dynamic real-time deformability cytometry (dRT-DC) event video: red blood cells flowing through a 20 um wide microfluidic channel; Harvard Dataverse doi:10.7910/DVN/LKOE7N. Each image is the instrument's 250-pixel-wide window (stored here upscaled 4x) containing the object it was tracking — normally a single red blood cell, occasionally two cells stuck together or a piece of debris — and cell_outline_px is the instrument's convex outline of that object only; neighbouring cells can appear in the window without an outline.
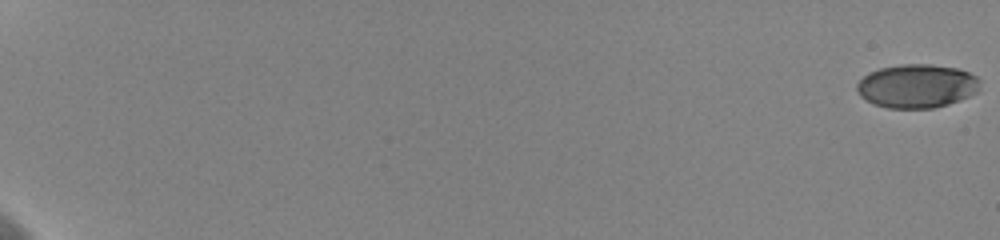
{"species": "human", "species_latin": "Homo sapiens", "temperature_condition": "cold", "stored_images_in_passage": 21, "camera_frame_rate_fps": 3000, "um_per_image_px": 0.085, "donor": {"sex": "female"}, "frame": {"image": 1, "passage_image": 1, "time_ms": 0.0, "image_size_px": [1000, 240], "cell_outline_px": [[980, 80], [976, 92], [968, 96], [948, 104], [932, 108], [888, 108], [872, 104], [860, 96], [856, 88], [856, 84], [868, 72], [880, 68], [900, 64], [928, 64], [956, 68], [968, 72], [976, 76]], "centroid_in_image_um": [77.89, 7.31], "position_along_channel_um": 7.1, "area_um2": 31.27}}
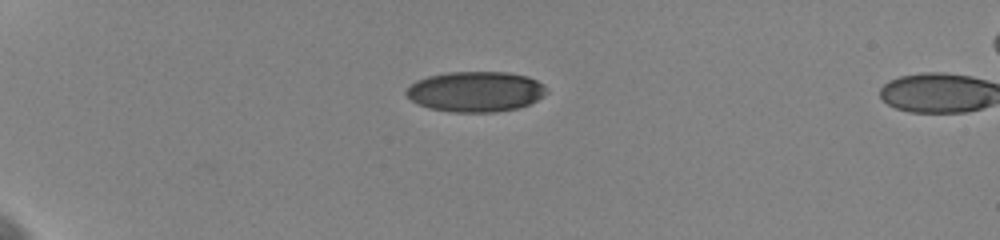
{"frame": {"image": 2, "passage_image": 19, "time_ms": 6.0, "image_size_px": [1000, 240], "cell_outline_px": [[548, 92], [544, 96], [528, 104], [516, 108], [496, 112], [452, 112], [428, 108], [412, 100], [404, 92], [416, 80], [428, 76], [448, 72], [508, 72], [528, 76], [544, 84]], "centroid_in_image_um": [40.45, 7.78], "position_along_channel_um": 44.6, "area_um2": 33.0}}